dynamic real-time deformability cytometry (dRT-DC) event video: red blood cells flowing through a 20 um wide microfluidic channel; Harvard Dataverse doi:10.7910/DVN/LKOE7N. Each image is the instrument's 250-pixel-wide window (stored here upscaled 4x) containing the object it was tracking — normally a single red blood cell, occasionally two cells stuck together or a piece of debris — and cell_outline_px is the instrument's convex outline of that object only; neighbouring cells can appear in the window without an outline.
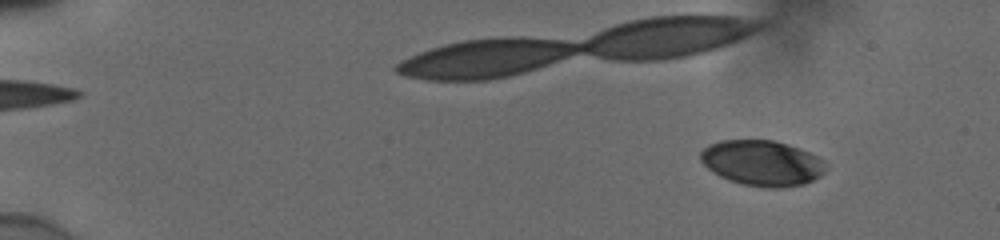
{"species": "human", "species_latin": "Homo sapiens", "temperature_condition": "cold", "stored_images_in_passage": 56, "camera_frame_rate_fps": 3000, "um_per_image_px": 0.085, "donor": {"sex": "male"}, "frame": {"image": 1, "passage_image": 7, "time_ms": 2.0, "image_size_px": [1000, 240], "cell_outline_px": [[828, 168], [820, 176], [804, 184], [780, 188], [768, 188], [744, 184], [728, 180], [720, 176], [708, 168], [700, 160], [700, 152], [708, 144], [720, 140], [772, 140], [788, 144], [800, 148], [824, 160]], "centroid_in_image_um": [64.79, 13.85], "position_along_channel_um": 20.2, "area_um2": 33.29}}
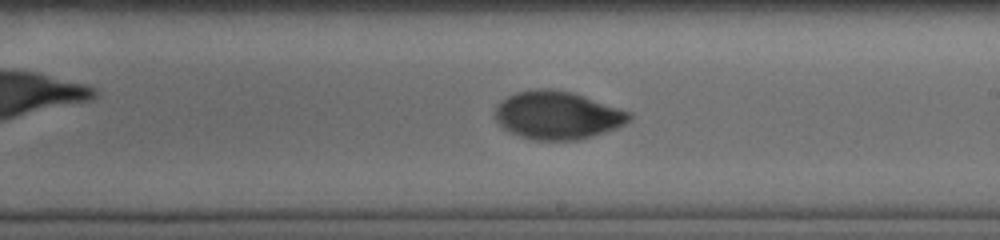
{"frame": {"image": 2, "passage_image": 35, "time_ms": 11.333, "image_size_px": [1000, 240], "cell_outline_px": [[632, 120], [616, 128], [580, 140], [532, 140], [520, 136], [504, 128], [496, 120], [496, 104], [500, 100], [516, 92], [540, 88], [552, 88], [572, 92], [632, 112]], "centroid_in_image_um": [47.4, 9.79], "position_along_channel_um": 241.6, "area_um2": 37.63}}
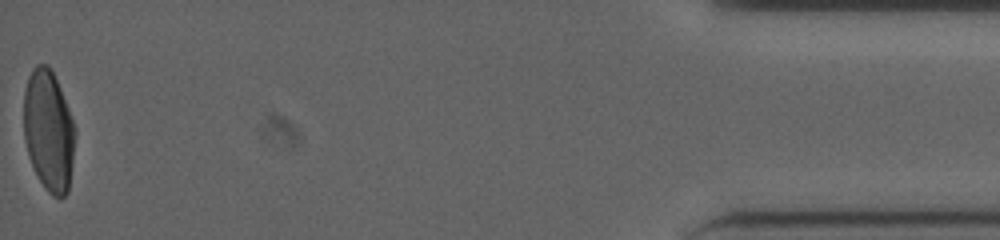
{"frame": {"image": 3, "passage_image": 56, "time_ms": 18.333, "image_size_px": [1000, 240], "cell_outline_px": [[76, 136], [68, 192], [60, 200], [52, 196], [44, 188], [28, 156], [24, 140], [24, 88], [28, 76], [32, 68], [36, 64], [48, 64], [56, 80], [68, 108], [76, 128]], "centroid_in_image_um": [4.13, 11.12], "position_along_channel_um": 431.1, "area_um2": 36.47}, "authors_computed_cell_mechanics": {"area_um2": 36.1828, "velocity_mm_per_s": 3.8637, "shape_relaxation_time_tau1_ms": 4.3474, "shape_relaxation_time_tau2_ms": 1.7033, "deformation_change_tau1": 0.1803, "deformation_change_tau2": 0.0357}}